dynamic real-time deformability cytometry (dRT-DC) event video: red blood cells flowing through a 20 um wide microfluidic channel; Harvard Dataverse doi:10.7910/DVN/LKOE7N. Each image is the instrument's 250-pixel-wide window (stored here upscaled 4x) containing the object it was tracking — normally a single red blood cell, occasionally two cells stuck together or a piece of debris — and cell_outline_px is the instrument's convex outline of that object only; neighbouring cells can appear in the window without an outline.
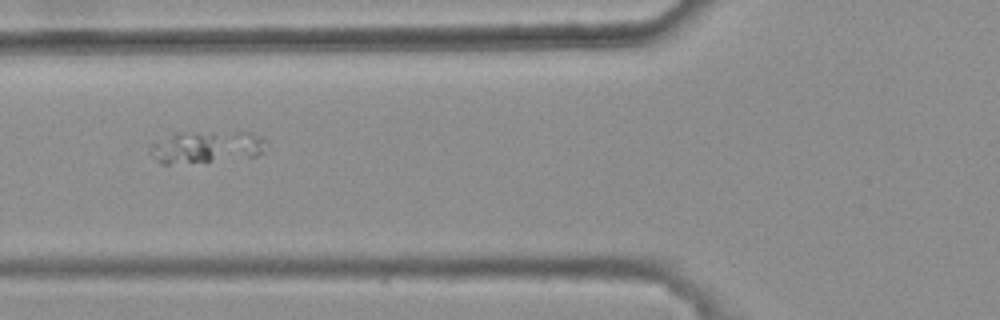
{"species": "common noctule bat (a hibernating species)", "species_latin": "Nyctalus noctula", "temperature_condition": "warm", "stored_images_in_passage": 4, "segment_of_instrument_passage": [2, 2], "camera_frame_rate_fps": 3000, "um_per_image_px": 0.085, "animal": {"sex": "female", "body_mass_g": 25.1}, "frame": {"image": 1, "passage_image": 4, "time_ms": 1.0, "image_size_px": [1000, 320], "cell_outline_px": [[220, 136], [212, 156], [208, 160], [168, 164], [160, 164], [148, 152], [148, 148], [152, 144], [172, 132], [212, 132]], "centroid_in_image_um": [15.66, 12.53], "position_along_channel_um": 110.1, "area_um2": 12.95}}